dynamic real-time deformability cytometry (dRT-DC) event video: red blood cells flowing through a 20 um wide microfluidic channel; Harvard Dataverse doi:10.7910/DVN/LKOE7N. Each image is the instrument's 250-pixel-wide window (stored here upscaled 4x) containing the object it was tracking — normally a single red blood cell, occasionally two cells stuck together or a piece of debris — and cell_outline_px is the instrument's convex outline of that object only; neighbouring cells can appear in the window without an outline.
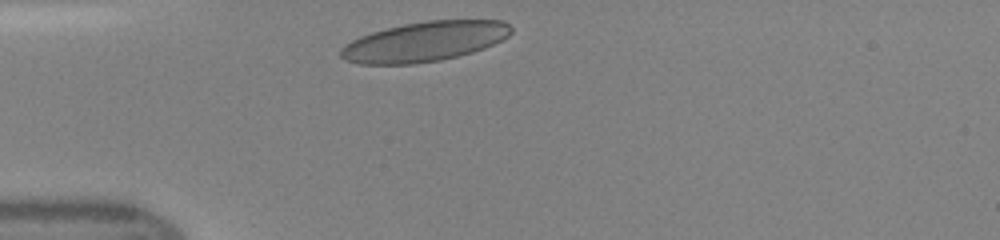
{"species": "human", "species_latin": "Homo sapiens", "temperature_condition": "room temperature", "stored_images_in_passage": 35, "camera_frame_rate_fps": 3000, "um_per_image_px": 0.085, "donor": {"sex": "female"}, "frame": {"image": 1, "passage_image": 1, "time_ms": 0.0, "image_size_px": [1000, 240], "cell_outline_px": [[512, 32], [508, 36], [484, 48], [472, 52], [440, 60], [412, 64], [360, 64], [344, 60], [340, 56], [340, 48], [344, 44], [360, 36], [372, 32], [404, 24], [428, 20], [504, 20], [512, 28]], "centroid_in_image_um": [36.06, 3.53], "position_along_channel_um": 48.9, "area_um2": 39.42}}
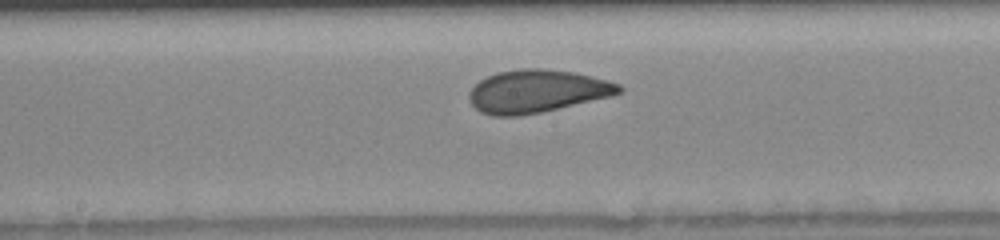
{"frame": {"image": 2, "passage_image": 13, "time_ms": 4.0, "image_size_px": [1000, 240], "cell_outline_px": [[624, 92], [612, 96], [540, 112], [520, 116], [492, 116], [480, 112], [468, 100], [468, 92], [480, 80], [488, 76], [500, 72], [520, 68], [540, 68], [572, 72], [592, 76], [620, 84], [624, 88]], "centroid_in_image_um": [45.64, 7.76], "position_along_channel_um": 202.6, "area_um2": 37.4}}
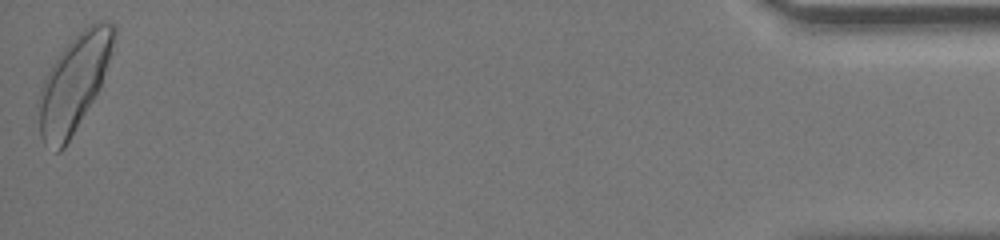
{"frame": {"image": 3, "passage_image": 35, "time_ms": 11.333, "image_size_px": [1000, 240], "cell_outline_px": [[116, 32], [108, 60], [100, 84], [92, 100], [64, 148], [60, 152], [56, 152], [44, 144], [40, 136], [36, 104], [36, 100], [44, 76], [60, 52], [88, 24], [96, 20], [108, 20], [116, 28]], "centroid_in_image_um": [6.22, 7.07], "position_along_channel_um": 429.0, "area_um2": 41.73}}